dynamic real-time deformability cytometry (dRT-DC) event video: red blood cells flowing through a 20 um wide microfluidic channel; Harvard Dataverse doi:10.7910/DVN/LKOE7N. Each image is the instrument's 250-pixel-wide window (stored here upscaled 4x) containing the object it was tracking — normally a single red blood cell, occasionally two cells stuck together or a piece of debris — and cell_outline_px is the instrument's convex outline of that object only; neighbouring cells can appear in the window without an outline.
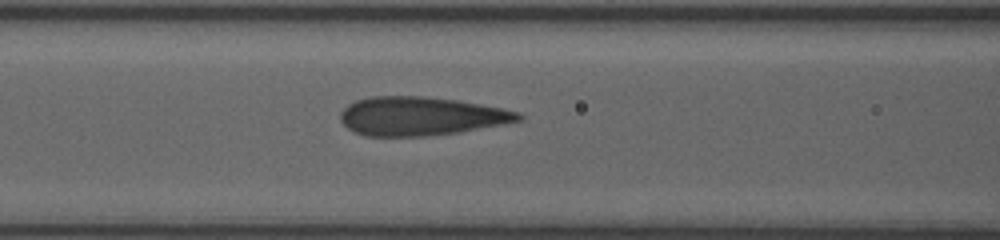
{"species": "human", "species_latin": "Homo sapiens", "temperature_condition": "room temperature", "stored_images_in_passage": 10, "segment_of_instrument_passage": [1, 2], "camera_frame_rate_fps": 3000, "um_per_image_px": 0.085, "donor": {"sex": "female"}, "frame": {"image": 1, "passage_image": 5, "time_ms": 2.333, "image_size_px": [1000, 240], "cell_outline_px": [[524, 116], [520, 120], [504, 124], [460, 132], [428, 136], [364, 136], [352, 132], [340, 120], [340, 112], [348, 104], [356, 100], [372, 96], [424, 96], [456, 100], [480, 104], [520, 112]], "centroid_in_image_um": [35.74, 9.88], "position_along_channel_um": 130.9, "area_um2": 40.23}}
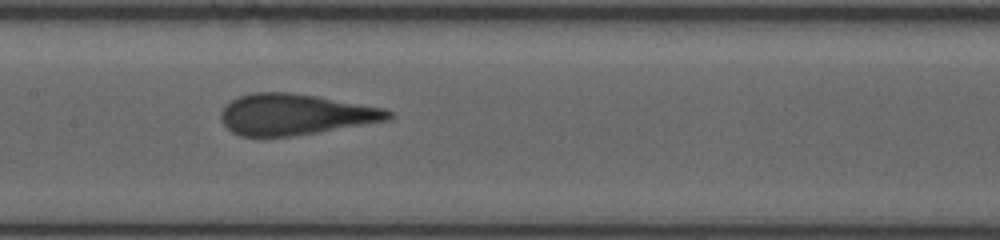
{"frame": {"image": 2, "passage_image": 7, "time_ms": 3.667, "image_size_px": [1000, 240], "cell_outline_px": [[392, 116], [388, 120], [292, 136], [240, 136], [232, 132], [220, 120], [220, 112], [232, 100], [240, 96], [252, 92], [292, 92], [316, 96], [384, 108], [392, 112]], "centroid_in_image_um": [25.05, 9.72], "position_along_channel_um": 182.3, "area_um2": 39.59}}
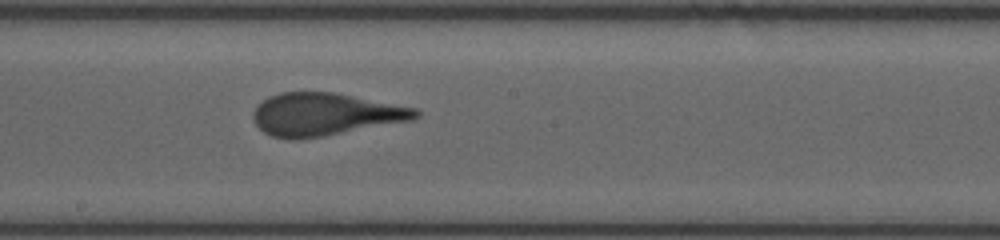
{"frame": {"image": 3, "passage_image": 9, "time_ms": 4.667, "image_size_px": [1000, 240], "cell_outline_px": [[420, 116], [412, 120], [324, 136], [300, 140], [288, 140], [272, 136], [264, 132], [252, 120], [252, 112], [268, 96], [280, 92], [332, 92], [416, 108], [420, 112]], "centroid_in_image_um": [27.6, 9.73], "position_along_channel_um": 220.6, "area_um2": 40.29}}